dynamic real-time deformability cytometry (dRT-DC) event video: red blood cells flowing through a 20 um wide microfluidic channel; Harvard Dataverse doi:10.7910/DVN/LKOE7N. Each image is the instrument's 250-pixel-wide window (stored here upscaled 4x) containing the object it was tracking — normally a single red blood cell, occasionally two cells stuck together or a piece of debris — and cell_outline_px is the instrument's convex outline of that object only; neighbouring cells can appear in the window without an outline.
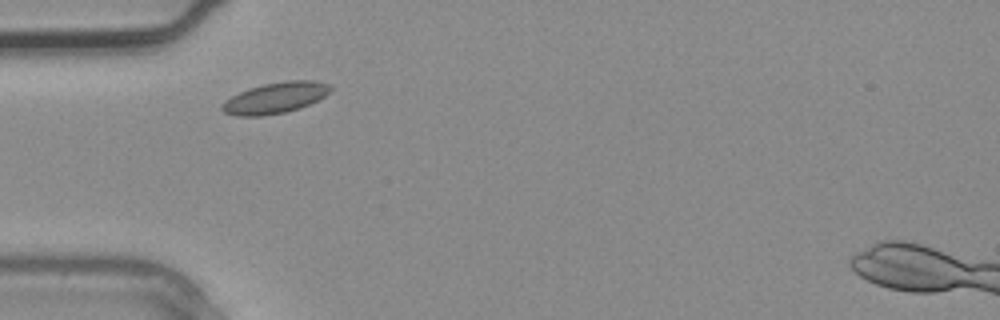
{"species": "common noctule bat (a hibernating species)", "species_latin": "Nyctalus noctula", "temperature_condition": "warm", "stored_images_in_passage": 2, "camera_frame_rate_fps": 3000, "um_per_image_px": 0.085, "animal": {"sex": "male", "body_mass_g": 20.4}, "frame": {"image": 1, "passage_image": 1, "time_ms": 0.0, "image_size_px": [1000, 320], "cell_outline_px": [[332, 88], [324, 96], [300, 108], [284, 112], [260, 116], [236, 116], [224, 112], [220, 108], [220, 104], [224, 100], [248, 88], [264, 84], [288, 80], [316, 80], [328, 84]], "centroid_in_image_um": [23.35, 8.31], "position_along_channel_um": 61.6, "area_um2": 19.48}}
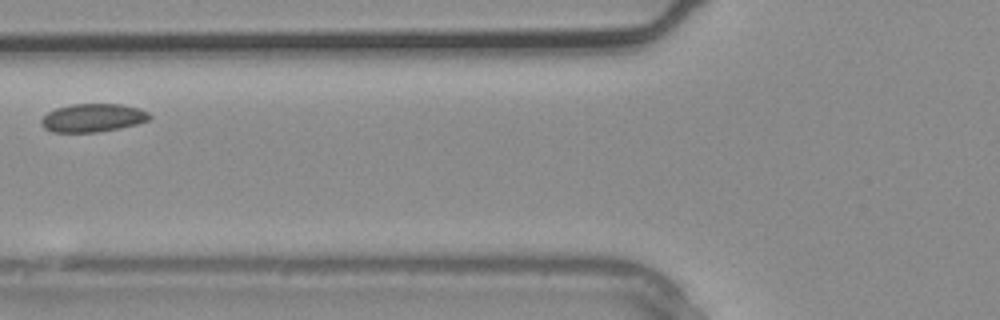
{"frame": {"image": 2, "passage_image": 2, "time_ms": 0.333, "image_size_px": [1000, 320], "cell_outline_px": [[152, 120], [120, 128], [100, 132], [52, 132], [44, 128], [40, 124], [40, 120], [48, 112], [56, 108], [72, 104], [120, 104], [140, 108], [148, 112], [152, 116]], "centroid_in_image_um": [7.91, 10.02], "position_along_channel_um": 117.9, "area_um2": 18.03}}